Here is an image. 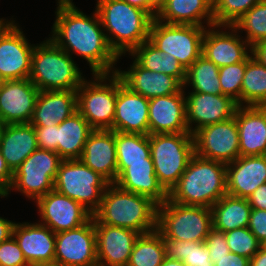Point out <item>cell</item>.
I'll return each instance as SVG.
<instances>
[{
  "label": "cell",
  "mask_w": 266,
  "mask_h": 266,
  "mask_svg": "<svg viewBox=\"0 0 266 266\" xmlns=\"http://www.w3.org/2000/svg\"><path fill=\"white\" fill-rule=\"evenodd\" d=\"M195 155L225 164L240 157L239 134L234 117L206 125L193 134Z\"/></svg>",
  "instance_id": "7c38bea8"
},
{
  "label": "cell",
  "mask_w": 266,
  "mask_h": 266,
  "mask_svg": "<svg viewBox=\"0 0 266 266\" xmlns=\"http://www.w3.org/2000/svg\"><path fill=\"white\" fill-rule=\"evenodd\" d=\"M73 57L50 38L33 49L30 81L40 91L77 90L85 80Z\"/></svg>",
  "instance_id": "5b68a950"
},
{
  "label": "cell",
  "mask_w": 266,
  "mask_h": 266,
  "mask_svg": "<svg viewBox=\"0 0 266 266\" xmlns=\"http://www.w3.org/2000/svg\"><path fill=\"white\" fill-rule=\"evenodd\" d=\"M223 28L230 30L223 31ZM238 34L239 32L233 26L206 27L202 42V55L219 68L244 62L252 54V47L244 38L242 39V35Z\"/></svg>",
  "instance_id": "2e32d148"
},
{
  "label": "cell",
  "mask_w": 266,
  "mask_h": 266,
  "mask_svg": "<svg viewBox=\"0 0 266 266\" xmlns=\"http://www.w3.org/2000/svg\"><path fill=\"white\" fill-rule=\"evenodd\" d=\"M226 194V164L194 155L168 193V199L182 205L211 208Z\"/></svg>",
  "instance_id": "277c9868"
},
{
  "label": "cell",
  "mask_w": 266,
  "mask_h": 266,
  "mask_svg": "<svg viewBox=\"0 0 266 266\" xmlns=\"http://www.w3.org/2000/svg\"><path fill=\"white\" fill-rule=\"evenodd\" d=\"M4 82H5V79L0 74V88L3 86Z\"/></svg>",
  "instance_id": "94428289"
},
{
  "label": "cell",
  "mask_w": 266,
  "mask_h": 266,
  "mask_svg": "<svg viewBox=\"0 0 266 266\" xmlns=\"http://www.w3.org/2000/svg\"><path fill=\"white\" fill-rule=\"evenodd\" d=\"M261 0H213L215 25L232 26Z\"/></svg>",
  "instance_id": "ab89813d"
},
{
  "label": "cell",
  "mask_w": 266,
  "mask_h": 266,
  "mask_svg": "<svg viewBox=\"0 0 266 266\" xmlns=\"http://www.w3.org/2000/svg\"><path fill=\"white\" fill-rule=\"evenodd\" d=\"M166 0H148V2L158 11Z\"/></svg>",
  "instance_id": "6f0895ef"
},
{
  "label": "cell",
  "mask_w": 266,
  "mask_h": 266,
  "mask_svg": "<svg viewBox=\"0 0 266 266\" xmlns=\"http://www.w3.org/2000/svg\"><path fill=\"white\" fill-rule=\"evenodd\" d=\"M55 236L54 261L62 266H98L93 217L82 226Z\"/></svg>",
  "instance_id": "5bb4252c"
},
{
  "label": "cell",
  "mask_w": 266,
  "mask_h": 266,
  "mask_svg": "<svg viewBox=\"0 0 266 266\" xmlns=\"http://www.w3.org/2000/svg\"><path fill=\"white\" fill-rule=\"evenodd\" d=\"M157 207L158 204L151 198L125 191L111 183L105 189L100 206L92 217L94 223L146 234L157 229Z\"/></svg>",
  "instance_id": "3957f363"
},
{
  "label": "cell",
  "mask_w": 266,
  "mask_h": 266,
  "mask_svg": "<svg viewBox=\"0 0 266 266\" xmlns=\"http://www.w3.org/2000/svg\"><path fill=\"white\" fill-rule=\"evenodd\" d=\"M248 202L252 209L266 210V183L251 194Z\"/></svg>",
  "instance_id": "681fc988"
},
{
  "label": "cell",
  "mask_w": 266,
  "mask_h": 266,
  "mask_svg": "<svg viewBox=\"0 0 266 266\" xmlns=\"http://www.w3.org/2000/svg\"><path fill=\"white\" fill-rule=\"evenodd\" d=\"M62 158L53 151L37 148L13 174L7 197L13 189L36 201L54 189V180Z\"/></svg>",
  "instance_id": "8fae6325"
},
{
  "label": "cell",
  "mask_w": 266,
  "mask_h": 266,
  "mask_svg": "<svg viewBox=\"0 0 266 266\" xmlns=\"http://www.w3.org/2000/svg\"><path fill=\"white\" fill-rule=\"evenodd\" d=\"M114 184L125 191L147 196L158 205L168 199V192L156 177L151 155L147 163H117Z\"/></svg>",
  "instance_id": "7402d4cb"
},
{
  "label": "cell",
  "mask_w": 266,
  "mask_h": 266,
  "mask_svg": "<svg viewBox=\"0 0 266 266\" xmlns=\"http://www.w3.org/2000/svg\"><path fill=\"white\" fill-rule=\"evenodd\" d=\"M13 236L27 263L55 260V233L41 223H15Z\"/></svg>",
  "instance_id": "4316f807"
},
{
  "label": "cell",
  "mask_w": 266,
  "mask_h": 266,
  "mask_svg": "<svg viewBox=\"0 0 266 266\" xmlns=\"http://www.w3.org/2000/svg\"><path fill=\"white\" fill-rule=\"evenodd\" d=\"M205 30L202 26L166 24L154 18L149 41L160 51L173 55L187 70L202 55Z\"/></svg>",
  "instance_id": "30bf717a"
},
{
  "label": "cell",
  "mask_w": 266,
  "mask_h": 266,
  "mask_svg": "<svg viewBox=\"0 0 266 266\" xmlns=\"http://www.w3.org/2000/svg\"><path fill=\"white\" fill-rule=\"evenodd\" d=\"M25 266H62V265L57 263L56 261H53V262H32V263H27Z\"/></svg>",
  "instance_id": "9f6ffc18"
},
{
  "label": "cell",
  "mask_w": 266,
  "mask_h": 266,
  "mask_svg": "<svg viewBox=\"0 0 266 266\" xmlns=\"http://www.w3.org/2000/svg\"><path fill=\"white\" fill-rule=\"evenodd\" d=\"M55 15L49 38L58 47L85 59L92 75L116 73L119 57L108 44L96 10L89 16L69 1L57 4Z\"/></svg>",
  "instance_id": "6da1fadb"
},
{
  "label": "cell",
  "mask_w": 266,
  "mask_h": 266,
  "mask_svg": "<svg viewBox=\"0 0 266 266\" xmlns=\"http://www.w3.org/2000/svg\"><path fill=\"white\" fill-rule=\"evenodd\" d=\"M224 234L230 252L246 257L249 260L262 246L248 227L237 228Z\"/></svg>",
  "instance_id": "b9f144b4"
},
{
  "label": "cell",
  "mask_w": 266,
  "mask_h": 266,
  "mask_svg": "<svg viewBox=\"0 0 266 266\" xmlns=\"http://www.w3.org/2000/svg\"><path fill=\"white\" fill-rule=\"evenodd\" d=\"M96 12L110 48L120 58L149 40L153 17L123 0H96ZM109 33V34H108Z\"/></svg>",
  "instance_id": "7a4b0ae2"
},
{
  "label": "cell",
  "mask_w": 266,
  "mask_h": 266,
  "mask_svg": "<svg viewBox=\"0 0 266 266\" xmlns=\"http://www.w3.org/2000/svg\"><path fill=\"white\" fill-rule=\"evenodd\" d=\"M37 148L36 132L32 124L6 125L0 141V151L13 174Z\"/></svg>",
  "instance_id": "f546056e"
},
{
  "label": "cell",
  "mask_w": 266,
  "mask_h": 266,
  "mask_svg": "<svg viewBox=\"0 0 266 266\" xmlns=\"http://www.w3.org/2000/svg\"><path fill=\"white\" fill-rule=\"evenodd\" d=\"M13 181V173L8 168L5 159L0 151V196L3 197L8 191Z\"/></svg>",
  "instance_id": "c3c4849f"
},
{
  "label": "cell",
  "mask_w": 266,
  "mask_h": 266,
  "mask_svg": "<svg viewBox=\"0 0 266 266\" xmlns=\"http://www.w3.org/2000/svg\"><path fill=\"white\" fill-rule=\"evenodd\" d=\"M160 266H186V265L180 260H173L166 257Z\"/></svg>",
  "instance_id": "11a10c76"
},
{
  "label": "cell",
  "mask_w": 266,
  "mask_h": 266,
  "mask_svg": "<svg viewBox=\"0 0 266 266\" xmlns=\"http://www.w3.org/2000/svg\"><path fill=\"white\" fill-rule=\"evenodd\" d=\"M77 111L76 90L39 91L30 124L51 126L63 122Z\"/></svg>",
  "instance_id": "83f0119b"
},
{
  "label": "cell",
  "mask_w": 266,
  "mask_h": 266,
  "mask_svg": "<svg viewBox=\"0 0 266 266\" xmlns=\"http://www.w3.org/2000/svg\"><path fill=\"white\" fill-rule=\"evenodd\" d=\"M132 62L128 71H116L131 91L151 99L178 93L183 88L175 77L143 68L135 59Z\"/></svg>",
  "instance_id": "484cf974"
},
{
  "label": "cell",
  "mask_w": 266,
  "mask_h": 266,
  "mask_svg": "<svg viewBox=\"0 0 266 266\" xmlns=\"http://www.w3.org/2000/svg\"><path fill=\"white\" fill-rule=\"evenodd\" d=\"M98 266H127L140 233L127 228L94 223Z\"/></svg>",
  "instance_id": "ffe728a7"
},
{
  "label": "cell",
  "mask_w": 266,
  "mask_h": 266,
  "mask_svg": "<svg viewBox=\"0 0 266 266\" xmlns=\"http://www.w3.org/2000/svg\"><path fill=\"white\" fill-rule=\"evenodd\" d=\"M155 19L166 24L209 27L215 25L213 0H166Z\"/></svg>",
  "instance_id": "f1b7e54d"
},
{
  "label": "cell",
  "mask_w": 266,
  "mask_h": 266,
  "mask_svg": "<svg viewBox=\"0 0 266 266\" xmlns=\"http://www.w3.org/2000/svg\"><path fill=\"white\" fill-rule=\"evenodd\" d=\"M10 21L7 19L0 18V32L1 30L9 23Z\"/></svg>",
  "instance_id": "91938a15"
},
{
  "label": "cell",
  "mask_w": 266,
  "mask_h": 266,
  "mask_svg": "<svg viewBox=\"0 0 266 266\" xmlns=\"http://www.w3.org/2000/svg\"><path fill=\"white\" fill-rule=\"evenodd\" d=\"M39 91L29 78L5 80L0 88V116L7 124L29 123Z\"/></svg>",
  "instance_id": "d6986e66"
},
{
  "label": "cell",
  "mask_w": 266,
  "mask_h": 266,
  "mask_svg": "<svg viewBox=\"0 0 266 266\" xmlns=\"http://www.w3.org/2000/svg\"><path fill=\"white\" fill-rule=\"evenodd\" d=\"M77 92V111L93 130H113L117 100V74H94ZM109 83H108V82Z\"/></svg>",
  "instance_id": "ba28073f"
},
{
  "label": "cell",
  "mask_w": 266,
  "mask_h": 266,
  "mask_svg": "<svg viewBox=\"0 0 266 266\" xmlns=\"http://www.w3.org/2000/svg\"><path fill=\"white\" fill-rule=\"evenodd\" d=\"M241 106H266V66L252 54L246 59L241 85Z\"/></svg>",
  "instance_id": "836d02e7"
},
{
  "label": "cell",
  "mask_w": 266,
  "mask_h": 266,
  "mask_svg": "<svg viewBox=\"0 0 266 266\" xmlns=\"http://www.w3.org/2000/svg\"><path fill=\"white\" fill-rule=\"evenodd\" d=\"M251 49L252 56L262 65L266 66V39L255 44Z\"/></svg>",
  "instance_id": "816d5d0a"
},
{
  "label": "cell",
  "mask_w": 266,
  "mask_h": 266,
  "mask_svg": "<svg viewBox=\"0 0 266 266\" xmlns=\"http://www.w3.org/2000/svg\"><path fill=\"white\" fill-rule=\"evenodd\" d=\"M251 210L248 199L226 194L211 207L213 229L225 233L248 227Z\"/></svg>",
  "instance_id": "1f68e13d"
},
{
  "label": "cell",
  "mask_w": 266,
  "mask_h": 266,
  "mask_svg": "<svg viewBox=\"0 0 266 266\" xmlns=\"http://www.w3.org/2000/svg\"><path fill=\"white\" fill-rule=\"evenodd\" d=\"M166 258L163 236L157 231L140 234L127 266H160Z\"/></svg>",
  "instance_id": "e575fe53"
},
{
  "label": "cell",
  "mask_w": 266,
  "mask_h": 266,
  "mask_svg": "<svg viewBox=\"0 0 266 266\" xmlns=\"http://www.w3.org/2000/svg\"><path fill=\"white\" fill-rule=\"evenodd\" d=\"M15 222L0 217V244L13 236Z\"/></svg>",
  "instance_id": "f907efd6"
},
{
  "label": "cell",
  "mask_w": 266,
  "mask_h": 266,
  "mask_svg": "<svg viewBox=\"0 0 266 266\" xmlns=\"http://www.w3.org/2000/svg\"><path fill=\"white\" fill-rule=\"evenodd\" d=\"M186 118L189 132L210 124L226 121L234 117L238 104L223 94H205L191 91L186 96ZM193 124L194 127H193Z\"/></svg>",
  "instance_id": "e0dca14e"
},
{
  "label": "cell",
  "mask_w": 266,
  "mask_h": 266,
  "mask_svg": "<svg viewBox=\"0 0 266 266\" xmlns=\"http://www.w3.org/2000/svg\"><path fill=\"white\" fill-rule=\"evenodd\" d=\"M150 155L159 183L169 193L195 155L191 133L149 134Z\"/></svg>",
  "instance_id": "52a82bcc"
},
{
  "label": "cell",
  "mask_w": 266,
  "mask_h": 266,
  "mask_svg": "<svg viewBox=\"0 0 266 266\" xmlns=\"http://www.w3.org/2000/svg\"><path fill=\"white\" fill-rule=\"evenodd\" d=\"M214 266H249L250 260L246 257L229 252L222 257H210Z\"/></svg>",
  "instance_id": "7dc6e473"
},
{
  "label": "cell",
  "mask_w": 266,
  "mask_h": 266,
  "mask_svg": "<svg viewBox=\"0 0 266 266\" xmlns=\"http://www.w3.org/2000/svg\"><path fill=\"white\" fill-rule=\"evenodd\" d=\"M184 90L149 99V134L190 133Z\"/></svg>",
  "instance_id": "44dd1931"
},
{
  "label": "cell",
  "mask_w": 266,
  "mask_h": 266,
  "mask_svg": "<svg viewBox=\"0 0 266 266\" xmlns=\"http://www.w3.org/2000/svg\"><path fill=\"white\" fill-rule=\"evenodd\" d=\"M38 147L58 154L57 124L51 126H34Z\"/></svg>",
  "instance_id": "ee69618b"
},
{
  "label": "cell",
  "mask_w": 266,
  "mask_h": 266,
  "mask_svg": "<svg viewBox=\"0 0 266 266\" xmlns=\"http://www.w3.org/2000/svg\"><path fill=\"white\" fill-rule=\"evenodd\" d=\"M149 99L131 91L117 75L113 131L149 135Z\"/></svg>",
  "instance_id": "ac0fdd59"
},
{
  "label": "cell",
  "mask_w": 266,
  "mask_h": 266,
  "mask_svg": "<svg viewBox=\"0 0 266 266\" xmlns=\"http://www.w3.org/2000/svg\"><path fill=\"white\" fill-rule=\"evenodd\" d=\"M34 47L15 20H10L0 32L1 76L5 80L29 78Z\"/></svg>",
  "instance_id": "4fadbf2b"
},
{
  "label": "cell",
  "mask_w": 266,
  "mask_h": 266,
  "mask_svg": "<svg viewBox=\"0 0 266 266\" xmlns=\"http://www.w3.org/2000/svg\"><path fill=\"white\" fill-rule=\"evenodd\" d=\"M250 266H266V248L261 246L258 252L250 259Z\"/></svg>",
  "instance_id": "db71d44e"
},
{
  "label": "cell",
  "mask_w": 266,
  "mask_h": 266,
  "mask_svg": "<svg viewBox=\"0 0 266 266\" xmlns=\"http://www.w3.org/2000/svg\"><path fill=\"white\" fill-rule=\"evenodd\" d=\"M143 68L175 77L182 85L186 80V70L170 54L160 51L149 40L144 41L130 54Z\"/></svg>",
  "instance_id": "d6a6232c"
},
{
  "label": "cell",
  "mask_w": 266,
  "mask_h": 266,
  "mask_svg": "<svg viewBox=\"0 0 266 266\" xmlns=\"http://www.w3.org/2000/svg\"><path fill=\"white\" fill-rule=\"evenodd\" d=\"M246 70V60L219 68V82L222 94L241 106V85Z\"/></svg>",
  "instance_id": "60d3db41"
},
{
  "label": "cell",
  "mask_w": 266,
  "mask_h": 266,
  "mask_svg": "<svg viewBox=\"0 0 266 266\" xmlns=\"http://www.w3.org/2000/svg\"><path fill=\"white\" fill-rule=\"evenodd\" d=\"M110 183L80 159L62 160L54 189L82 204L92 214L99 208L103 193Z\"/></svg>",
  "instance_id": "9c48e42d"
},
{
  "label": "cell",
  "mask_w": 266,
  "mask_h": 266,
  "mask_svg": "<svg viewBox=\"0 0 266 266\" xmlns=\"http://www.w3.org/2000/svg\"><path fill=\"white\" fill-rule=\"evenodd\" d=\"M27 261L14 236L0 244V266H25Z\"/></svg>",
  "instance_id": "7bdbcfd3"
},
{
  "label": "cell",
  "mask_w": 266,
  "mask_h": 266,
  "mask_svg": "<svg viewBox=\"0 0 266 266\" xmlns=\"http://www.w3.org/2000/svg\"><path fill=\"white\" fill-rule=\"evenodd\" d=\"M238 32L245 31V41L253 47L266 39V0H261L243 14L233 25ZM241 30V31H240Z\"/></svg>",
  "instance_id": "f35d334b"
},
{
  "label": "cell",
  "mask_w": 266,
  "mask_h": 266,
  "mask_svg": "<svg viewBox=\"0 0 266 266\" xmlns=\"http://www.w3.org/2000/svg\"><path fill=\"white\" fill-rule=\"evenodd\" d=\"M7 123L4 121V119L0 116V141L3 135V132L5 130Z\"/></svg>",
  "instance_id": "680465c9"
},
{
  "label": "cell",
  "mask_w": 266,
  "mask_h": 266,
  "mask_svg": "<svg viewBox=\"0 0 266 266\" xmlns=\"http://www.w3.org/2000/svg\"><path fill=\"white\" fill-rule=\"evenodd\" d=\"M80 160L110 184L117 179L115 131L93 130L84 145Z\"/></svg>",
  "instance_id": "d4e9b609"
},
{
  "label": "cell",
  "mask_w": 266,
  "mask_h": 266,
  "mask_svg": "<svg viewBox=\"0 0 266 266\" xmlns=\"http://www.w3.org/2000/svg\"><path fill=\"white\" fill-rule=\"evenodd\" d=\"M69 1H73V0H57V3H63V2H69Z\"/></svg>",
  "instance_id": "6125c7cd"
},
{
  "label": "cell",
  "mask_w": 266,
  "mask_h": 266,
  "mask_svg": "<svg viewBox=\"0 0 266 266\" xmlns=\"http://www.w3.org/2000/svg\"><path fill=\"white\" fill-rule=\"evenodd\" d=\"M213 229L211 208L167 199L157 207V231L166 240L204 242Z\"/></svg>",
  "instance_id": "8992f818"
},
{
  "label": "cell",
  "mask_w": 266,
  "mask_h": 266,
  "mask_svg": "<svg viewBox=\"0 0 266 266\" xmlns=\"http://www.w3.org/2000/svg\"><path fill=\"white\" fill-rule=\"evenodd\" d=\"M235 119L240 156L266 155V106H238Z\"/></svg>",
  "instance_id": "cb8c5ba5"
},
{
  "label": "cell",
  "mask_w": 266,
  "mask_h": 266,
  "mask_svg": "<svg viewBox=\"0 0 266 266\" xmlns=\"http://www.w3.org/2000/svg\"><path fill=\"white\" fill-rule=\"evenodd\" d=\"M35 204L40 213L39 223L46 225L54 233L78 228L93 216L82 204L55 189L39 197Z\"/></svg>",
  "instance_id": "9a60e30c"
},
{
  "label": "cell",
  "mask_w": 266,
  "mask_h": 266,
  "mask_svg": "<svg viewBox=\"0 0 266 266\" xmlns=\"http://www.w3.org/2000/svg\"><path fill=\"white\" fill-rule=\"evenodd\" d=\"M227 194L248 199L266 183V155L240 156L226 164Z\"/></svg>",
  "instance_id": "603a6c76"
},
{
  "label": "cell",
  "mask_w": 266,
  "mask_h": 266,
  "mask_svg": "<svg viewBox=\"0 0 266 266\" xmlns=\"http://www.w3.org/2000/svg\"><path fill=\"white\" fill-rule=\"evenodd\" d=\"M92 131L87 120L78 111L57 123L58 155L63 160L80 159Z\"/></svg>",
  "instance_id": "4dcf8cb0"
},
{
  "label": "cell",
  "mask_w": 266,
  "mask_h": 266,
  "mask_svg": "<svg viewBox=\"0 0 266 266\" xmlns=\"http://www.w3.org/2000/svg\"><path fill=\"white\" fill-rule=\"evenodd\" d=\"M117 163H147L149 135L115 131Z\"/></svg>",
  "instance_id": "74e56055"
},
{
  "label": "cell",
  "mask_w": 266,
  "mask_h": 266,
  "mask_svg": "<svg viewBox=\"0 0 266 266\" xmlns=\"http://www.w3.org/2000/svg\"><path fill=\"white\" fill-rule=\"evenodd\" d=\"M204 243L210 251V257H222L230 252L224 232L212 229Z\"/></svg>",
  "instance_id": "f6af8a7d"
},
{
  "label": "cell",
  "mask_w": 266,
  "mask_h": 266,
  "mask_svg": "<svg viewBox=\"0 0 266 266\" xmlns=\"http://www.w3.org/2000/svg\"><path fill=\"white\" fill-rule=\"evenodd\" d=\"M248 228L258 242L264 246L266 244V210L252 209Z\"/></svg>",
  "instance_id": "bcb514c9"
},
{
  "label": "cell",
  "mask_w": 266,
  "mask_h": 266,
  "mask_svg": "<svg viewBox=\"0 0 266 266\" xmlns=\"http://www.w3.org/2000/svg\"><path fill=\"white\" fill-rule=\"evenodd\" d=\"M166 257L180 260L186 266H214L210 251L204 242L166 240Z\"/></svg>",
  "instance_id": "8d00e7d4"
},
{
  "label": "cell",
  "mask_w": 266,
  "mask_h": 266,
  "mask_svg": "<svg viewBox=\"0 0 266 266\" xmlns=\"http://www.w3.org/2000/svg\"><path fill=\"white\" fill-rule=\"evenodd\" d=\"M129 3L131 6L145 10L153 18L157 15V10L148 2V0H123Z\"/></svg>",
  "instance_id": "f5cc1de1"
},
{
  "label": "cell",
  "mask_w": 266,
  "mask_h": 266,
  "mask_svg": "<svg viewBox=\"0 0 266 266\" xmlns=\"http://www.w3.org/2000/svg\"><path fill=\"white\" fill-rule=\"evenodd\" d=\"M192 87V91L205 94H222L219 82V67L201 55L186 70L183 87ZM190 85V86H189Z\"/></svg>",
  "instance_id": "d590c367"
}]
</instances>
